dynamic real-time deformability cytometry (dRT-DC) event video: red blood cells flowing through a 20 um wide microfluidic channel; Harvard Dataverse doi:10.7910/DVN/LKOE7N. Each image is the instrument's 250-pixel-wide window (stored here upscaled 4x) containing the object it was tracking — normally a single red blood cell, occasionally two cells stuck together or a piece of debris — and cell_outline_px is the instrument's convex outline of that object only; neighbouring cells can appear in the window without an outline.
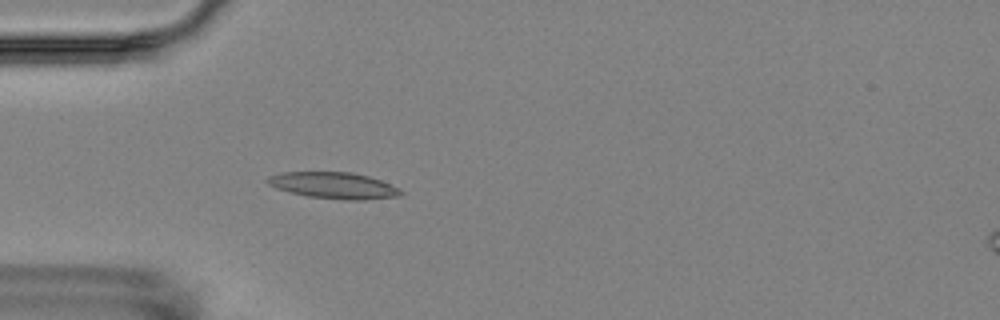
{"species": "Egyptian fruit bat (a non-hibernating species)", "species_latin": "Rousettus aegyptiacus", "temperature_condition": "room temperature", "stored_images_in_passage": 5, "camera_frame_rate_fps": 3000, "um_per_image_px": 0.085, "animal": {"sex": "female"}, "frame": {"image": 1, "passage_image": 5, "time_ms": 4.667, "image_size_px": [1000, 320], "cell_outline_px": [[404, 192], [400, 196], [364, 200], [344, 200], [308, 196], [288, 192], [276, 188], [268, 184], [264, 180], [268, 176], [284, 172], [352, 172], [368, 176], [380, 180], [400, 188]], "centroid_in_image_um": [28.37, 15.76], "position_along_channel_um": 56.6, "area_um2": 20.63}}